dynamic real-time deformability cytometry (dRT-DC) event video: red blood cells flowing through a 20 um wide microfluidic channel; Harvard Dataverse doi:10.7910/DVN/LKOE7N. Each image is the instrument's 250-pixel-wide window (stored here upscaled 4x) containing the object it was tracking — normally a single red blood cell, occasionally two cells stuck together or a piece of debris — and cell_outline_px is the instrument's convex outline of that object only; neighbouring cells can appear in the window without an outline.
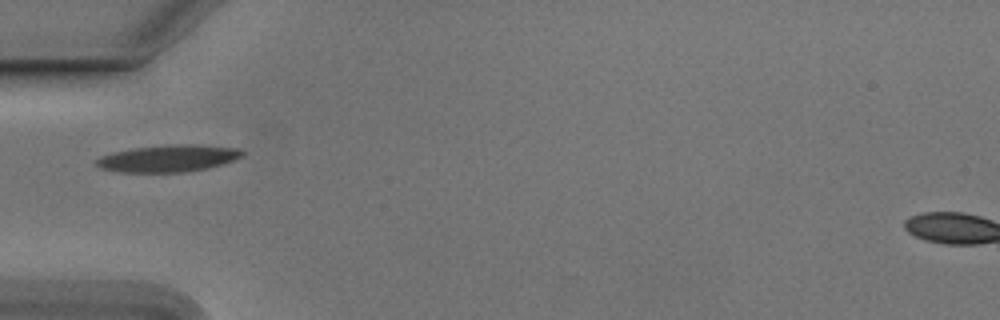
{"species": "Egyptian fruit bat (a non-hibernating species)", "species_latin": "Rousettus aegyptiacus", "temperature_condition": "cold", "stored_images_in_passage": 37, "camera_frame_rate_fps": 3000, "um_per_image_px": 0.085, "animal": {"sex": "male"}, "frame": {"image": 1, "passage_image": 1, "time_ms": 0.0, "image_size_px": [1000, 320], "cell_outline_px": [[244, 152], [240, 156], [232, 160], [220, 164], [204, 168], [180, 172], [120, 172], [100, 168], [96, 164], [96, 160], [100, 156], [112, 152], [132, 148], [168, 144], [196, 144], [240, 148]], "centroid_in_image_um": [14.25, 13.44], "position_along_channel_um": 70.8, "area_um2": 22.77}}
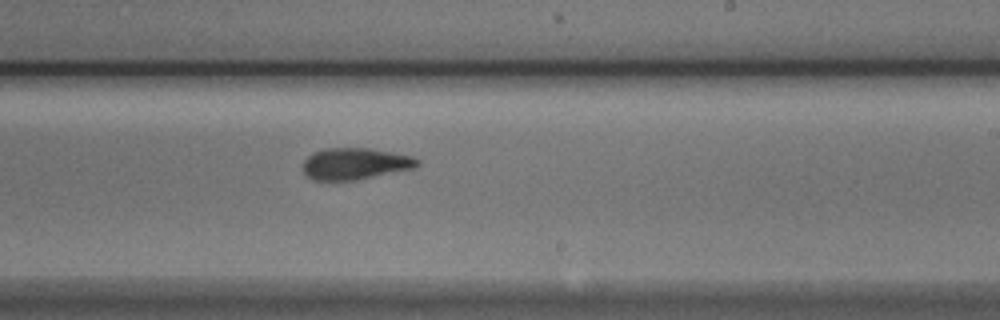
{"frame": {"image": 2, "passage_image": 16, "time_ms": 5.0, "image_size_px": [1000, 320], "cell_outline_px": [[420, 164], [416, 168], [356, 180], [312, 180], [304, 176], [304, 160], [312, 152], [324, 148], [368, 148], [392, 152], [412, 156], [420, 160]], "centroid_in_image_um": [30.19, 13.92], "position_along_channel_um": 258.8, "area_um2": 21.27}}
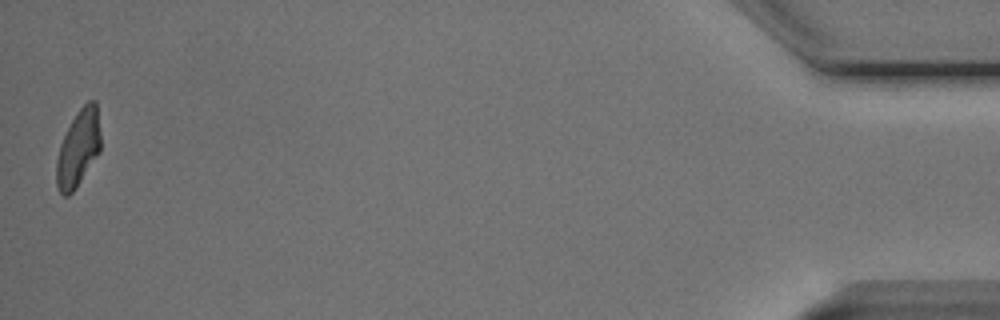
{"frame": {"image": 3, "passage_image": 37, "time_ms": 12.0, "image_size_px": [1000, 320], "cell_outline_px": [[100, 152], [72, 192], [68, 196], [64, 196], [60, 192], [56, 184], [56, 160], [60, 144], [76, 112], [88, 100], [96, 100], [100, 132]], "centroid_in_image_um": [6.65, 12.59], "position_along_channel_um": 428.5, "area_um2": 19.59}, "authors_computed_cell_mechanics": {"area_um2": 20.9236, "velocity_mm_per_s": 3.7596, "shape_relaxation_time_tau1_ms": 4.5484, "shape_relaxation_time_tau2_ms": 1.9245, "deformation_change_tau1": 0.1769, "deformation_change_tau2": 0.0966}}